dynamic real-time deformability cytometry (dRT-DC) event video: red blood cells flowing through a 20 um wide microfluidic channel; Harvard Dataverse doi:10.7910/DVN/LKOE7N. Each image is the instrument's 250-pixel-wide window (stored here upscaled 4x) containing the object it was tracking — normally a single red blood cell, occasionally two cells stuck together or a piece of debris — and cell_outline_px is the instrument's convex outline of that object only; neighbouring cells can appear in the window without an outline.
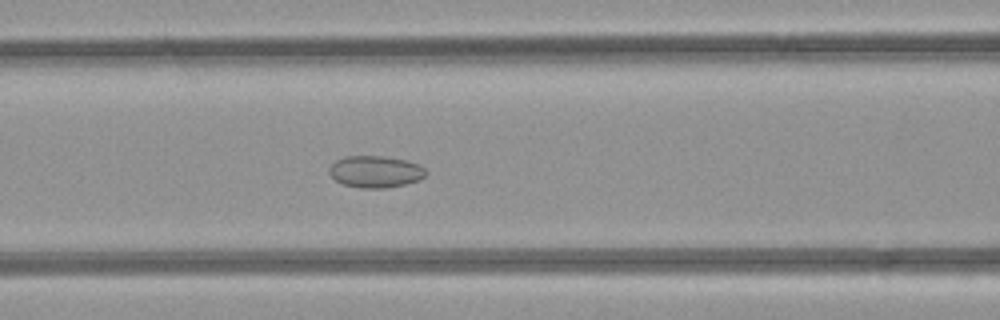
{"species": "common noctule bat (a hibernating species)", "species_latin": "Nyctalus noctula", "temperature_condition": "room temperature", "stored_images_in_passage": 33, "camera_frame_rate_fps": 3000, "um_per_image_px": 0.085, "animal": {"sex": "female", "body_mass_g": 21.9}, "frame": {"image": 1, "passage_image": 5, "time_ms": 1.333, "image_size_px": [1000, 320], "cell_outline_px": [[428, 172], [424, 176], [416, 180], [404, 184], [384, 188], [360, 188], [344, 184], [336, 180], [328, 172], [328, 168], [336, 160], [344, 156], [384, 156], [408, 160], [420, 164]], "centroid_in_image_um": [31.91, 14.57], "position_along_channel_um": 134.7, "area_um2": 17.92}}
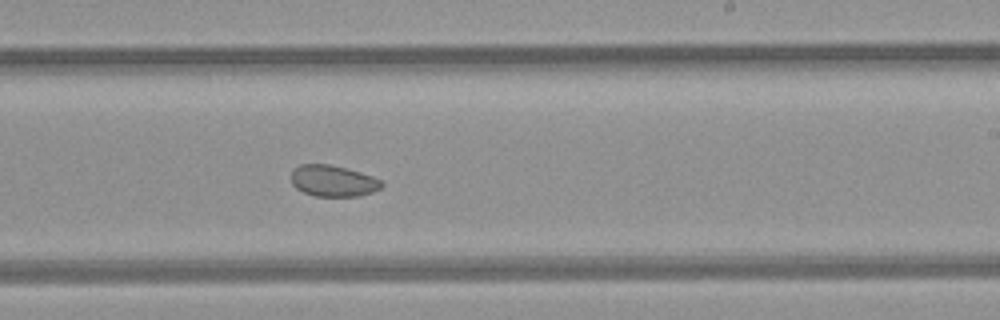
{"frame": {"image": 2, "passage_image": 14, "time_ms": 4.333, "image_size_px": [1000, 320], "cell_outline_px": [[384, 184], [380, 188], [372, 192], [360, 196], [316, 196], [304, 192], [296, 188], [292, 184], [292, 168], [300, 164], [328, 164], [360, 172], [372, 176], [380, 180]], "centroid_in_image_um": [28.3, 15.37], "position_along_channel_um": 260.7, "area_um2": 16.42}}
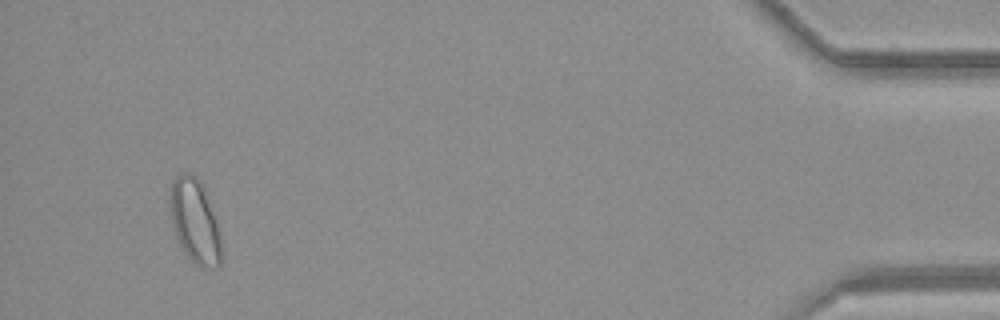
{"frame": {"image": 3, "passage_image": 31, "time_ms": 10.0, "image_size_px": [1000, 320], "cell_outline_px": [[220, 264], [216, 268], [200, 268], [184, 252], [176, 240], [168, 212], [168, 192], [172, 180], [180, 172], [188, 172], [196, 176], [204, 184], [220, 236]], "centroid_in_image_um": [16.49, 18.75], "position_along_channel_um": 418.7, "area_um2": 25.78}}